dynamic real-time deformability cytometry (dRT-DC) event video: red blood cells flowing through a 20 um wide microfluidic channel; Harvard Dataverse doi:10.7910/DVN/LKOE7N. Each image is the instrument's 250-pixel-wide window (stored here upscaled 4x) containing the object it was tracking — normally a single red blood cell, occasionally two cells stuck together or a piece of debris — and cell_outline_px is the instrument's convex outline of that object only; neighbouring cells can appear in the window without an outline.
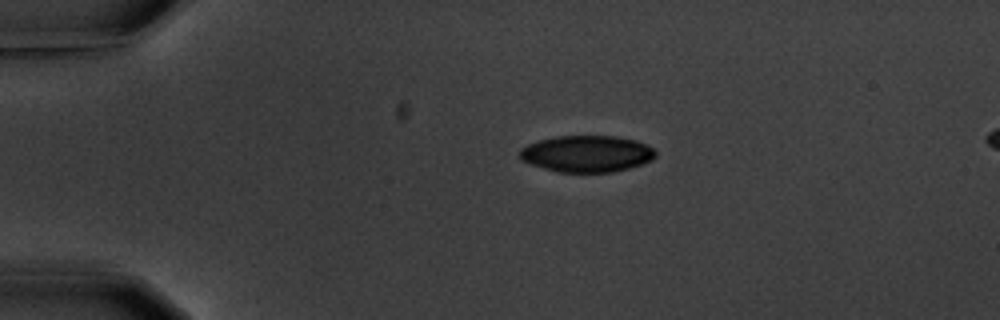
{"species": "common noctule bat (a hibernating species)", "species_latin": "Nyctalus noctula", "temperature_condition": "warm", "stored_images_in_passage": 11, "camera_frame_rate_fps": 3000, "um_per_image_px": 0.085, "animal": {"sex": "male", "body_mass_g": 20.1, "forearm_length_mm": 53.5}, "frame": {"image": 1, "passage_image": 1, "time_ms": 0.0, "image_size_px": [1000, 320], "cell_outline_px": [[656, 156], [652, 160], [628, 168], [612, 172], [556, 172], [520, 160], [520, 148], [528, 144], [540, 140], [556, 136], [616, 136], [636, 140], [652, 148], [656, 152]], "centroid_in_image_um": [49.87, 13.07], "position_along_channel_um": 35.1, "area_um2": 28.84}}
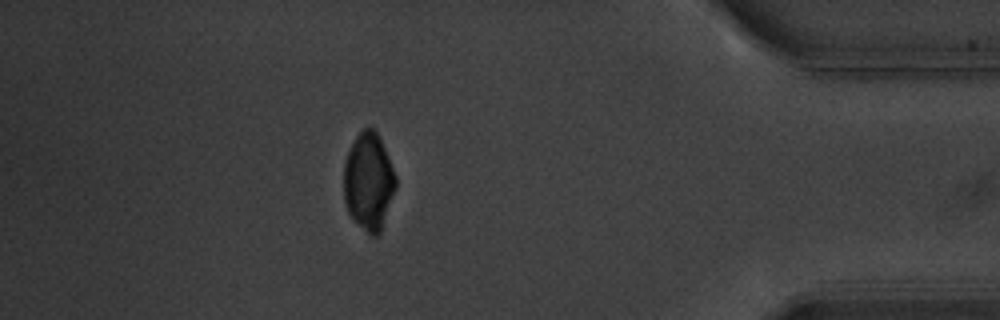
{"frame": {"image": 2, "passage_image": 11, "time_ms": 12.667, "image_size_px": [1000, 320], "cell_outline_px": [[396, 188], [380, 232], [376, 236], [372, 236], [352, 220], [348, 212], [344, 200], [344, 160], [356, 136], [364, 128], [372, 128], [376, 132], [384, 148], [396, 176]], "centroid_in_image_um": [31.32, 15.46], "position_along_channel_um": 403.9, "area_um2": 29.25}}